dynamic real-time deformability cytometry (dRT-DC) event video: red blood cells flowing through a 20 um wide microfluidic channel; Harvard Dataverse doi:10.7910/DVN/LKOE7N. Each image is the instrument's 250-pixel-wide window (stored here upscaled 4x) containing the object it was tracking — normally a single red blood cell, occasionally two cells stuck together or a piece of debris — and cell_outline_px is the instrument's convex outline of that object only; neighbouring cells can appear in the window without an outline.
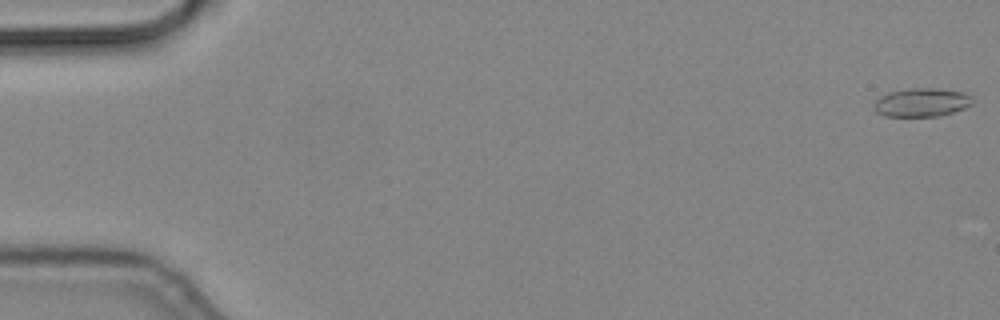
{"species": "common noctule bat (a hibernating species)", "species_latin": "Nyctalus noctula", "temperature_condition": "cold", "stored_images_in_passage": 56, "camera_frame_rate_fps": 3000, "um_per_image_px": 0.085, "animal": {"sex": "male", "body_mass_g": 19.2, "forearm_length_mm": 51.8}, "frame": {"image": 1, "passage_image": 1, "time_ms": 0.0, "image_size_px": [1000, 320], "cell_outline_px": [[972, 104], [964, 108], [940, 116], [884, 116], [876, 112], [872, 108], [876, 100], [880, 96], [888, 92], [912, 88], [936, 88], [964, 92], [972, 96]], "centroid_in_image_um": [78.32, 8.7], "position_along_channel_um": 6.7, "area_um2": 16.47}}
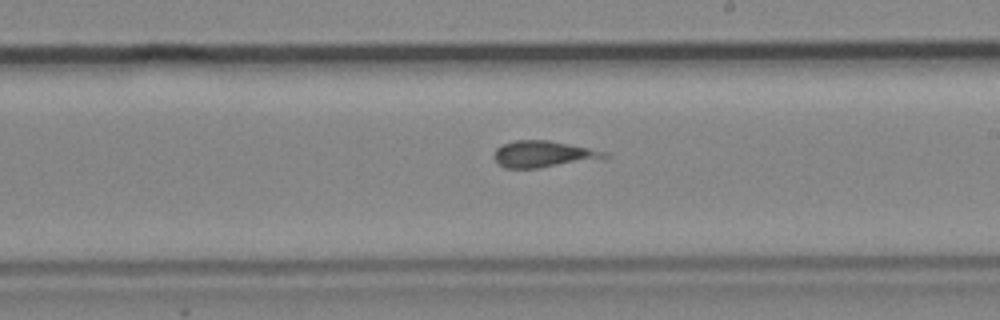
{"frame": {"image": 2, "passage_image": 33, "time_ms": 10.667, "image_size_px": [1000, 320], "cell_outline_px": [[612, 156], [540, 168], [504, 168], [496, 164], [496, 148], [504, 144], [516, 140], [548, 140], [608, 152]], "centroid_in_image_um": [46.15, 13.1], "position_along_channel_um": 242.8, "area_um2": 16.7}}
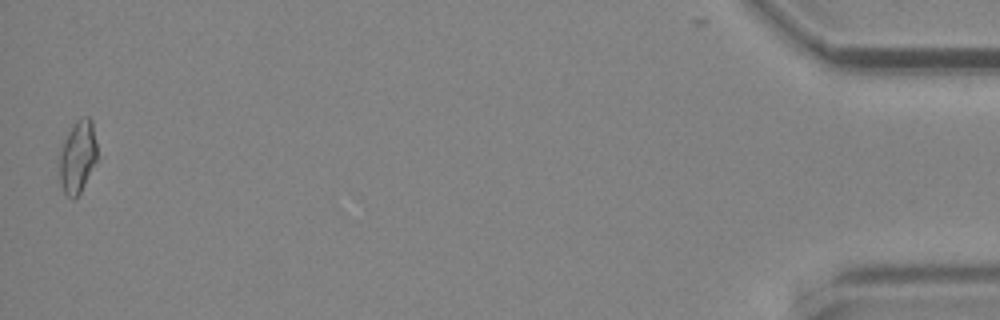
{"frame": {"image": 3, "passage_image": 56, "time_ms": 18.333, "image_size_px": [1000, 320], "cell_outline_px": [[96, 160], [80, 192], [72, 200], [64, 192], [60, 180], [56, 164], [64, 140], [68, 132], [76, 120], [84, 116], [88, 116], [92, 120], [96, 144]], "centroid_in_image_um": [6.55, 13.31], "position_along_channel_um": 428.6, "area_um2": 15.95}}